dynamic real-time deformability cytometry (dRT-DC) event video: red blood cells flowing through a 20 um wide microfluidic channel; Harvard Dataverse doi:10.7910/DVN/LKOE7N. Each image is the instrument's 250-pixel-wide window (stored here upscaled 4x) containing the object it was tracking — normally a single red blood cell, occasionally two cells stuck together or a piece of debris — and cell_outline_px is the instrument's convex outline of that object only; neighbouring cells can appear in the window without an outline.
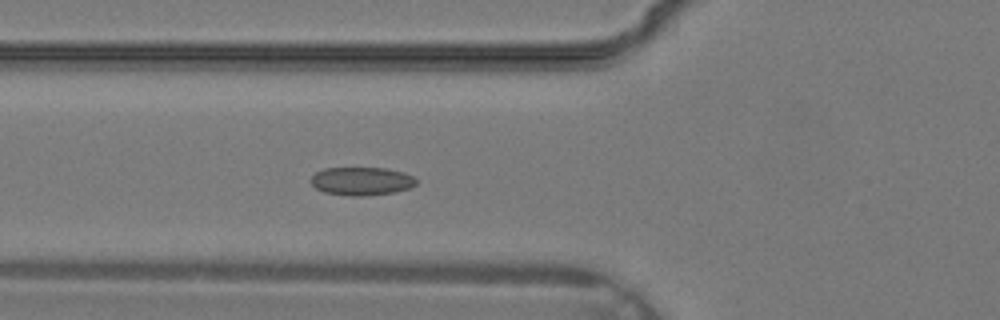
{"species": "common noctule bat (a hibernating species)", "species_latin": "Nyctalus noctula", "temperature_condition": "warm", "stored_images_in_passage": 26, "camera_frame_rate_fps": 3000, "um_per_image_px": 0.085, "animal": {"sex": "male", "body_mass_g": 19.2, "forearm_length_mm": 51.8}, "frame": {"image": 1, "passage_image": 4, "time_ms": 1.0, "image_size_px": [1000, 320], "cell_outline_px": [[416, 184], [408, 188], [396, 192], [364, 196], [352, 196], [324, 192], [316, 188], [312, 184], [312, 176], [316, 172], [324, 168], [384, 168], [404, 172], [412, 176], [416, 180]], "centroid_in_image_um": [30.74, 15.4], "position_along_channel_um": 95.1, "area_um2": 17.22}}
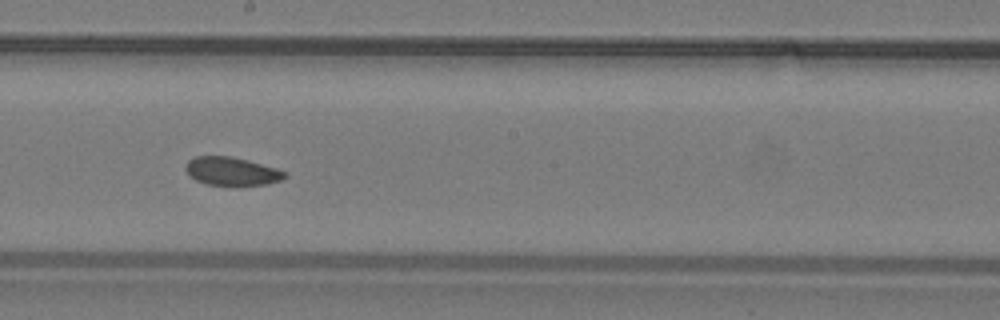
{"frame": {"image": 2, "passage_image": 11, "time_ms": 3.333, "image_size_px": [1000, 320], "cell_outline_px": [[288, 176], [280, 180], [264, 184], [208, 184], [196, 180], [184, 168], [188, 160], [196, 156], [232, 156], [248, 160], [276, 168], [288, 172]], "centroid_in_image_um": [19.71, 14.53], "position_along_channel_um": 228.5, "area_um2": 16.01}}
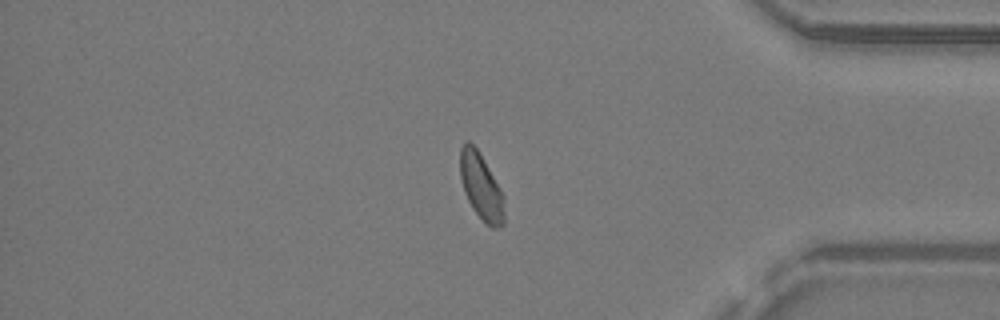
{"frame": {"image": 3, "passage_image": 21, "time_ms": 6.667, "image_size_px": [1000, 320], "cell_outline_px": [[504, 224], [496, 228], [492, 228], [472, 208], [464, 192], [460, 176], [460, 148], [468, 140], [476, 148], [500, 188], [504, 196]], "centroid_in_image_um": [40.89, 15.87], "position_along_channel_um": 394.3, "area_um2": 16.7}}